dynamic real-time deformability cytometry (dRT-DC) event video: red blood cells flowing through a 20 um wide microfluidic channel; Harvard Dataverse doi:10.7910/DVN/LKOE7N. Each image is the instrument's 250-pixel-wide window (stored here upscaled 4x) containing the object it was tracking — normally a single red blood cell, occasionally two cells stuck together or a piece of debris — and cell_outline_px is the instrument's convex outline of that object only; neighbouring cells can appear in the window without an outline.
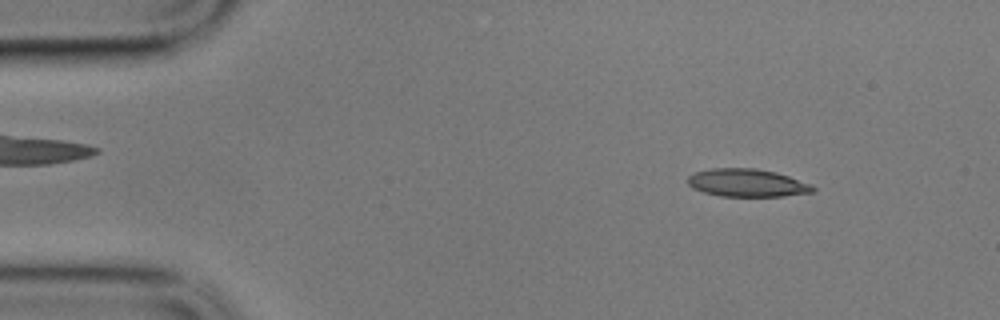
{"species": "common noctule bat (a hibernating species)", "species_latin": "Nyctalus noctula", "temperature_condition": "cold", "stored_images_in_passage": 28, "camera_frame_rate_fps": 3000, "um_per_image_px": 0.085, "animal": {"sex": "male", "body_mass_g": 17.9}, "frame": {"image": 1, "passage_image": 6, "time_ms": 1.667, "image_size_px": [1000, 320], "cell_outline_px": [[816, 192], [784, 196], [720, 196], [704, 192], [692, 188], [688, 184], [688, 176], [696, 172], [712, 168], [756, 168], [776, 172], [812, 184], [816, 188]], "centroid_in_image_um": [63.54, 15.54], "position_along_channel_um": 21.5, "area_um2": 20.4}}